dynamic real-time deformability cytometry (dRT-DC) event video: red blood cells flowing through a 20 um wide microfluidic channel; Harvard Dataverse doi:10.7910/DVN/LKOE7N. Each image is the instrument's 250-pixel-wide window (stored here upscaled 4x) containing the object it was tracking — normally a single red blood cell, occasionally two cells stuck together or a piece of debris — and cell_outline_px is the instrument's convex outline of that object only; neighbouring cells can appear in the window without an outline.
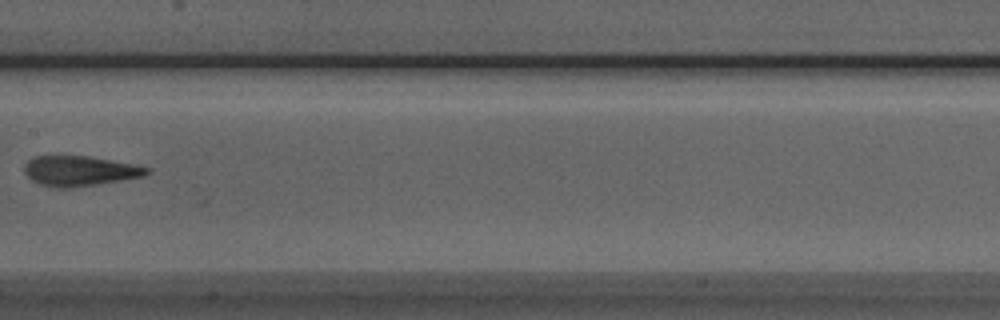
{"species": "Egyptian fruit bat (a non-hibernating species)", "species_latin": "Rousettus aegyptiacus", "temperature_condition": "room temperature", "stored_images_in_passage": 7, "camera_frame_rate_fps": 3000, "um_per_image_px": 0.085, "animal": {"sex": "male"}, "frame": {"image": 1, "passage_image": 7, "time_ms": 7.0, "image_size_px": [1000, 320], "cell_outline_px": [[152, 172], [144, 176], [72, 188], [52, 188], [40, 184], [32, 180], [24, 172], [24, 164], [28, 160], [36, 156], [88, 156], [132, 164], [152, 168]], "centroid_in_image_um": [6.77, 14.53], "position_along_channel_um": 200.6, "area_um2": 21.44}}